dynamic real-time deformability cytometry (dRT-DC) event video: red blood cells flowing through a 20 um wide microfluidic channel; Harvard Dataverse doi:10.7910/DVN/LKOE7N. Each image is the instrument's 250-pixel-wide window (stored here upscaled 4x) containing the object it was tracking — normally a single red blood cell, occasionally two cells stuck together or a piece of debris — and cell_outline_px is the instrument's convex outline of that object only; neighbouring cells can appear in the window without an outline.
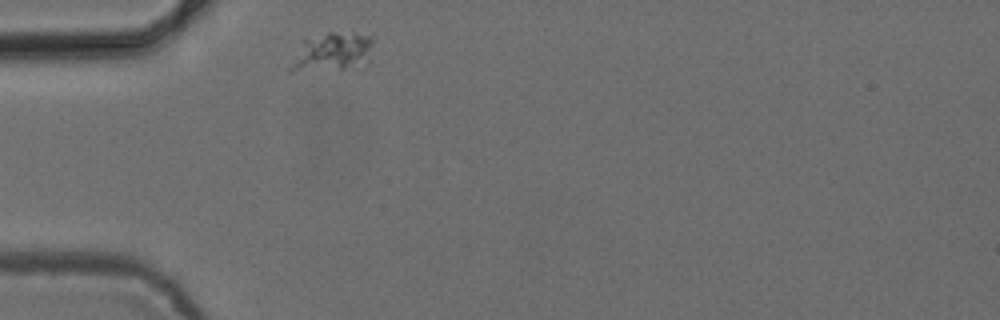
{"species": "common noctule bat (a hibernating species)", "species_latin": "Nyctalus noctula", "temperature_condition": "cold", "stored_images_in_passage": 32, "camera_frame_rate_fps": 3000, "um_per_image_px": 0.085, "animal": {"sex": "female", "body_mass_g": 24.6, "forearm_length_mm": 56.2}, "frame": {"image": 1, "passage_image": 1, "time_ms": 0.0, "image_size_px": [1000, 320], "cell_outline_px": [[372, 40], [364, 52], [344, 68], [292, 72], [288, 72], [288, 68], [304, 40], [328, 32], [356, 32], [372, 36]], "centroid_in_image_um": [28.02, 4.36], "position_along_channel_um": 57.0, "area_um2": 16.82}}
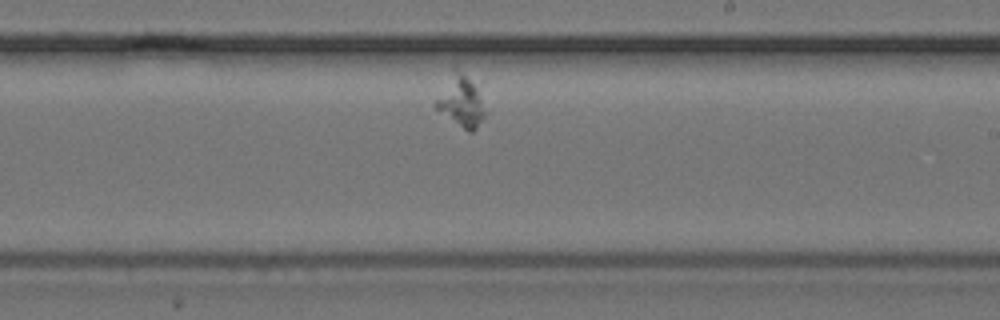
{"frame": {"image": 2, "passage_image": 19, "time_ms": 6.0, "image_size_px": [1000, 320], "cell_outline_px": [[484, 116], [476, 128], [472, 132], [468, 132], [436, 108], [432, 104], [452, 64], [456, 64], [476, 88], [484, 112]], "centroid_in_image_um": [39.07, 8.51], "position_along_channel_um": 249.9, "area_um2": 14.68}}
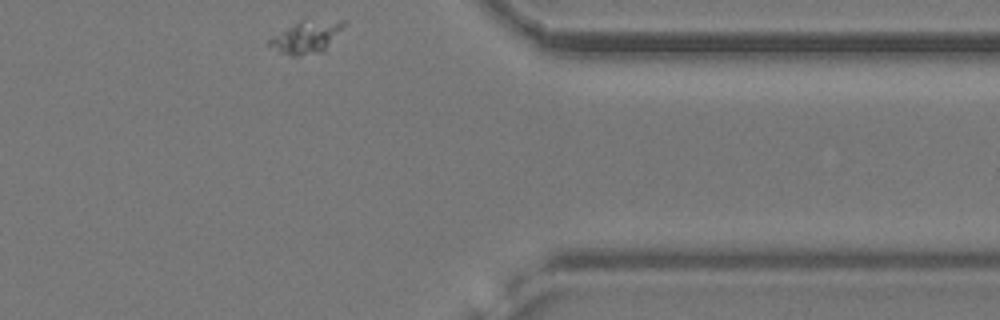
{"frame": {"image": 3, "passage_image": 32, "time_ms": 10.333, "image_size_px": [1000, 320], "cell_outline_px": [[348, 24], [324, 52], [300, 56], [292, 56], [280, 52], [268, 44], [268, 40], [272, 36], [300, 20], [344, 20]], "centroid_in_image_um": [26.12, 3.14], "position_along_channel_um": 385.3, "area_um2": 14.28}}